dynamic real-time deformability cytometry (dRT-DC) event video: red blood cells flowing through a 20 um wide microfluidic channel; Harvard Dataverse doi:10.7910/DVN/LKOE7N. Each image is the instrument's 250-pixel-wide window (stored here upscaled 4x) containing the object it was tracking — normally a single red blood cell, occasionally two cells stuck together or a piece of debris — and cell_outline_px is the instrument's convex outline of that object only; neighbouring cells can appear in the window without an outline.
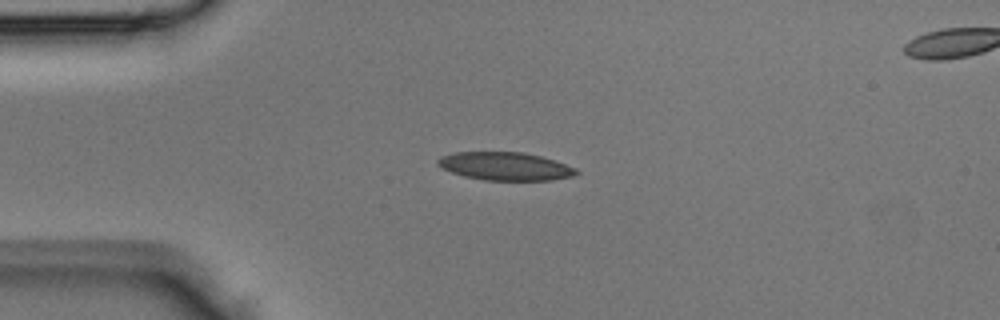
{"species": "Egyptian fruit bat (a non-hibernating species)", "species_latin": "Rousettus aegyptiacus", "temperature_condition": "room temperature", "stored_images_in_passage": 43, "camera_frame_rate_fps": 3000, "um_per_image_px": 0.085, "animal": {"sex": "male"}, "frame": {"image": 1, "passage_image": 9, "time_ms": 2.667, "image_size_px": [1000, 320], "cell_outline_px": [[580, 172], [572, 176], [552, 180], [484, 180], [464, 176], [452, 172], [436, 164], [436, 160], [440, 156], [456, 152], [520, 152], [540, 156], [556, 160], [576, 168]], "centroid_in_image_um": [42.95, 14.13], "position_along_channel_um": 42.0, "area_um2": 22.66}}
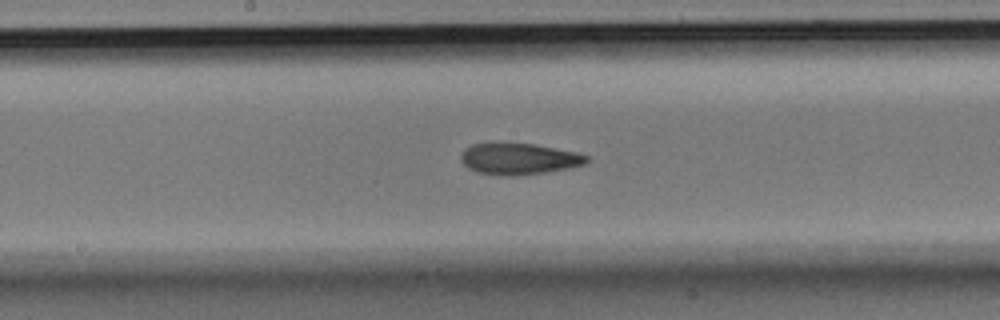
{"frame": {"image": 2, "passage_image": 21, "time_ms": 6.667, "image_size_px": [1000, 320], "cell_outline_px": [[592, 156], [584, 164], [568, 168], [544, 172], [512, 176], [500, 176], [476, 172], [468, 168], [460, 160], [460, 156], [464, 148], [472, 144], [532, 144], [576, 152]], "centroid_in_image_um": [44.09, 13.52], "position_along_channel_um": 204.1, "area_um2": 22.77}}
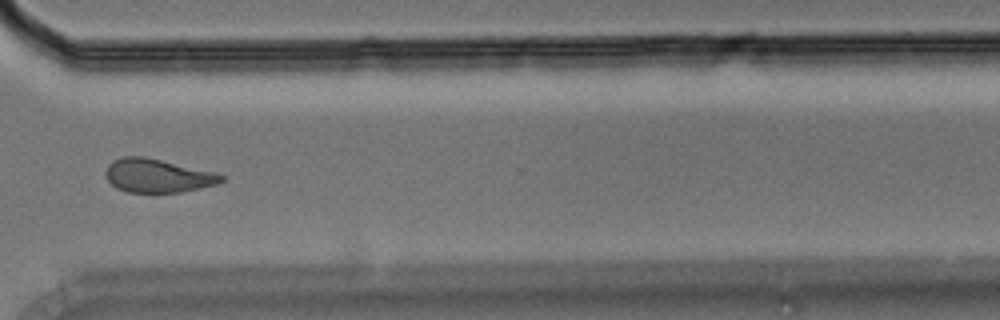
{"frame": {"image": 3, "passage_image": 31, "time_ms": 10.0, "image_size_px": [1000, 320], "cell_outline_px": [[224, 180], [216, 184], [200, 188], [180, 192], [128, 192], [116, 188], [108, 180], [104, 172], [108, 164], [112, 160], [120, 156], [144, 156], [216, 172], [224, 176]], "centroid_in_image_um": [13.37, 14.92], "position_along_channel_um": 357.2, "area_um2": 22.72}}